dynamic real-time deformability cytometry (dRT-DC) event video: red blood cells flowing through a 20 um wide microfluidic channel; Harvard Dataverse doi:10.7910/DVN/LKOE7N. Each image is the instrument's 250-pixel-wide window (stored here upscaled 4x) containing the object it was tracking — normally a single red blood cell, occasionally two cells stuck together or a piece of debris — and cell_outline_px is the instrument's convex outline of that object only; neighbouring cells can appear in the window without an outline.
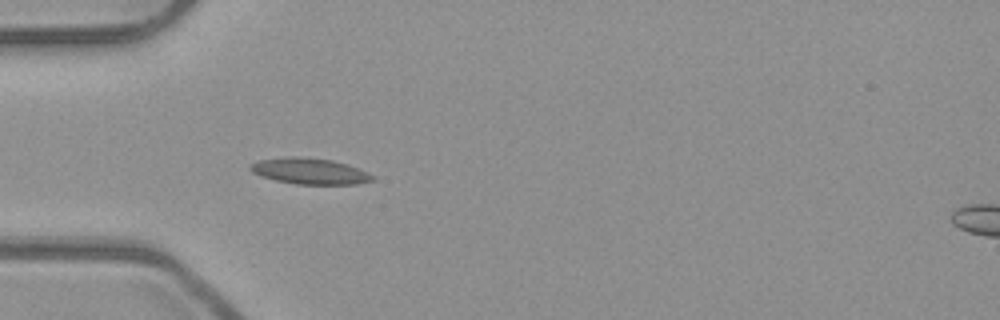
{"species": "common noctule bat (a hibernating species)", "species_latin": "Nyctalus noctula", "temperature_condition": "room temperature", "stored_images_in_passage": 3, "camera_frame_rate_fps": 3000, "um_per_image_px": 0.085, "animal": {"sex": "male", "body_mass_g": 23.1, "forearm_length_mm": 52.7}, "frame": {"image": 1, "passage_image": 3, "time_ms": 0.667, "image_size_px": [1000, 320], "cell_outline_px": [[376, 180], [356, 184], [296, 184], [276, 180], [260, 176], [252, 172], [248, 168], [248, 164], [260, 160], [288, 156], [300, 156], [332, 160], [348, 164], [376, 176]], "centroid_in_image_um": [26.32, 14.54], "position_along_channel_um": 58.7, "area_um2": 18.73}}